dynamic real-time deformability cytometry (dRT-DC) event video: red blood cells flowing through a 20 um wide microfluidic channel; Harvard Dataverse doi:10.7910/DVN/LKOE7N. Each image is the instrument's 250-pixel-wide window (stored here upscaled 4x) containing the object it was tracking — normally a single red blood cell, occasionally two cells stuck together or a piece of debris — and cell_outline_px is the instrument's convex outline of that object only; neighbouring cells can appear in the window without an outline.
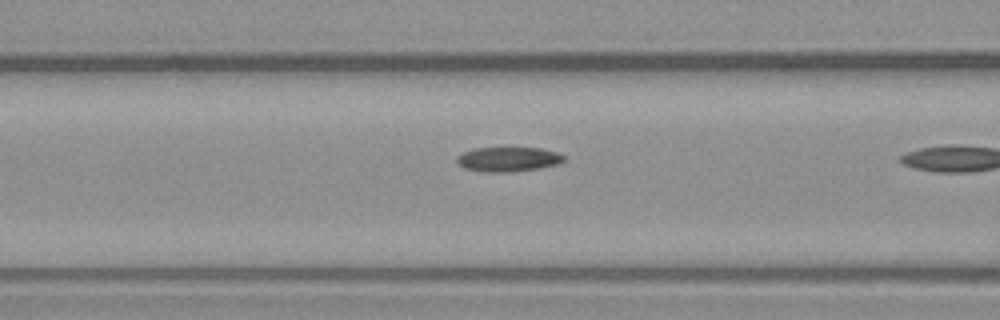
{"species": "common noctule bat (a hibernating species)", "species_latin": "Nyctalus noctula", "temperature_condition": "warm", "stored_images_in_passage": 11, "camera_frame_rate_fps": 3000, "um_per_image_px": 0.085, "animal": {"sex": "male", "body_mass_g": 23.1, "forearm_length_mm": 52.7}, "frame": {"image": 1, "passage_image": 4, "time_ms": 1.0, "image_size_px": [1000, 320], "cell_outline_px": [[568, 160], [560, 164], [540, 168], [512, 172], [484, 172], [464, 168], [456, 160], [456, 156], [472, 148], [540, 148], [556, 152], [568, 156]], "centroid_in_image_um": [43.26, 13.54], "position_along_channel_um": 123.3, "area_um2": 15.61}}
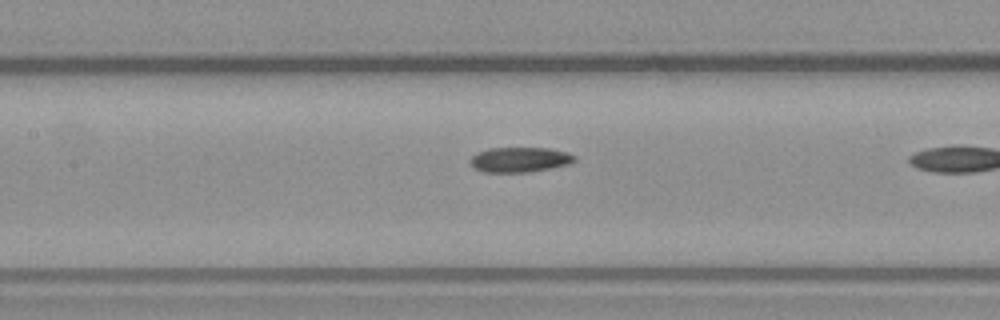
{"frame": {"image": 2, "passage_image": 7, "time_ms": 2.0, "image_size_px": [1000, 320], "cell_outline_px": [[576, 160], [572, 164], [552, 168], [528, 172], [484, 172], [476, 168], [472, 164], [472, 156], [476, 152], [488, 148], [548, 148], [568, 152], [576, 156]], "centroid_in_image_um": [44.25, 13.56], "position_along_channel_um": 163.2, "area_um2": 15.26}}
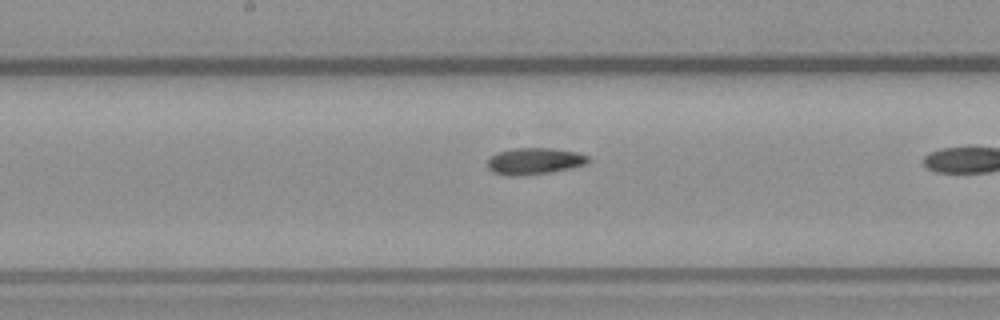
{"frame": {"image": 3, "passage_image": 10, "time_ms": 3.0, "image_size_px": [1000, 320], "cell_outline_px": [[592, 160], [588, 164], [572, 168], [552, 172], [516, 176], [508, 176], [492, 172], [488, 168], [488, 160], [496, 152], [512, 148], [552, 148], [580, 152], [588, 156]], "centroid_in_image_um": [45.48, 13.69], "position_along_channel_um": 202.7, "area_um2": 15.95}}